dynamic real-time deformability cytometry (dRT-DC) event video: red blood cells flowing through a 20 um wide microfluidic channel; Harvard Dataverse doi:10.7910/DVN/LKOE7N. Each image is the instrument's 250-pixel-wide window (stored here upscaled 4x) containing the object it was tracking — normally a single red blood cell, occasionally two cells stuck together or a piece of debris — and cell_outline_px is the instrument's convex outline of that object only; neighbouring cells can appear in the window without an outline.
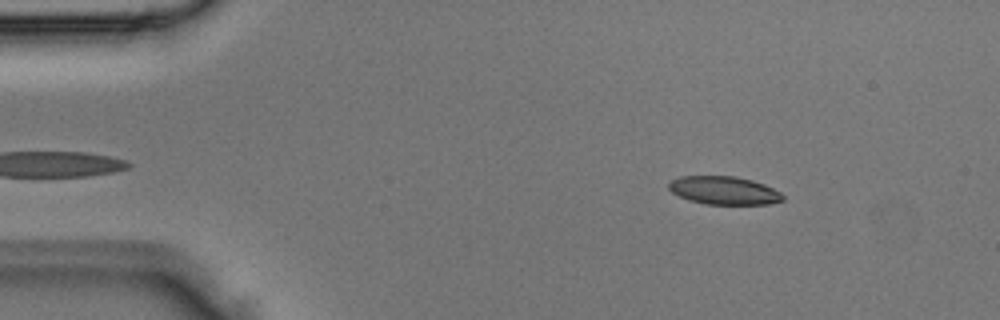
{"species": "Egyptian fruit bat (a non-hibernating species)", "species_latin": "Rousettus aegyptiacus", "temperature_condition": "room temperature", "stored_images_in_passage": 4, "camera_frame_rate_fps": 3000, "um_per_image_px": 0.085, "animal": {"sex": "male"}, "frame": {"image": 1, "passage_image": 1, "time_ms": 0.0, "image_size_px": [1000, 320], "cell_outline_px": [[784, 200], [768, 204], [704, 204], [688, 200], [672, 192], [668, 188], [668, 184], [672, 180], [680, 176], [736, 176], [752, 180], [764, 184], [780, 192], [784, 196]], "centroid_in_image_um": [61.54, 16.18], "position_along_channel_um": 23.5, "area_um2": 18.73}}
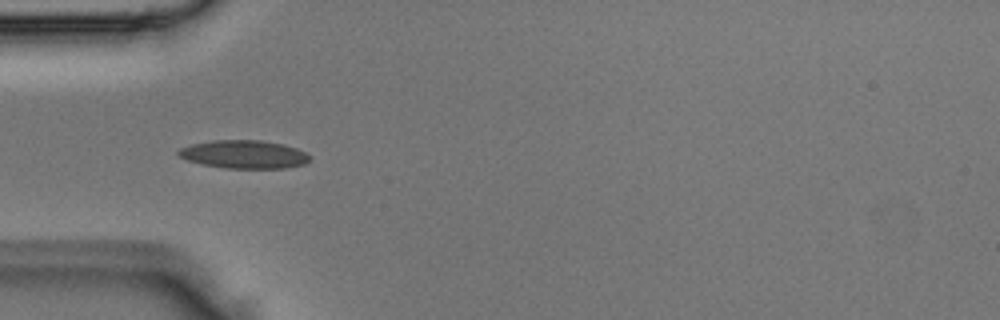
{"frame": {"image": 2, "passage_image": 3, "time_ms": 0.667, "image_size_px": [1000, 320], "cell_outline_px": [[312, 156], [304, 164], [284, 168], [228, 168], [204, 164], [188, 160], [180, 156], [176, 152], [180, 148], [192, 144], [212, 140], [260, 140], [280, 144], [296, 148]], "centroid_in_image_um": [20.74, 13.11], "position_along_channel_um": 64.3, "area_um2": 21.27}}
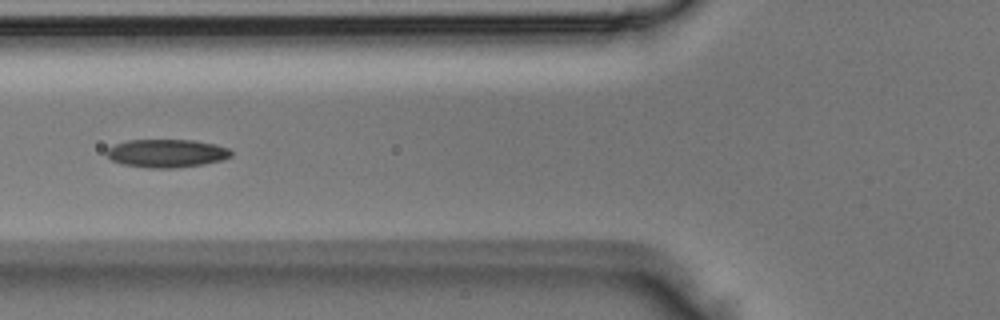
{"frame": {"image": 3, "passage_image": 4, "time_ms": 1.0, "image_size_px": [1000, 320], "cell_outline_px": [[232, 156], [224, 160], [204, 164], [176, 168], [152, 168], [124, 164], [112, 160], [104, 152], [108, 148], [116, 144], [128, 140], [196, 140], [216, 144], [228, 148], [232, 152]], "centroid_in_image_um": [14.21, 13.03], "position_along_channel_um": 111.6, "area_um2": 20.52}}